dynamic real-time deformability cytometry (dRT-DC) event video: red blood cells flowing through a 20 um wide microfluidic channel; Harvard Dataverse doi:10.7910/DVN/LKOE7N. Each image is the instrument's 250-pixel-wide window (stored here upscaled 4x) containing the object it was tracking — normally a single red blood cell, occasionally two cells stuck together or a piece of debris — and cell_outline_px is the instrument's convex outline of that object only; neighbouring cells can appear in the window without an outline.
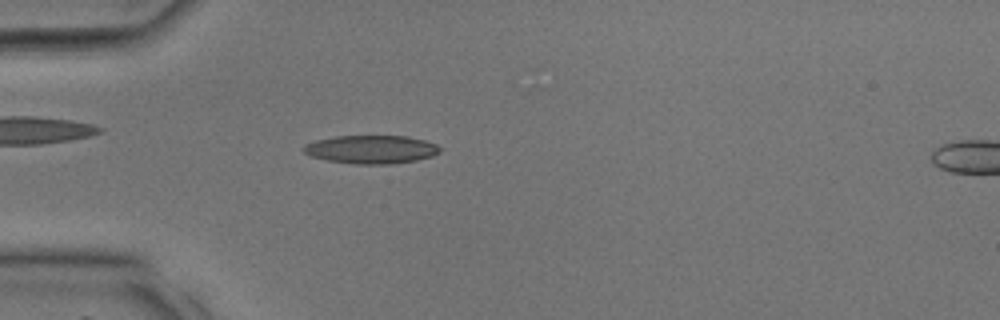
{"species": "common noctule bat (a hibernating species)", "species_latin": "Nyctalus noctula", "temperature_condition": "room temperature", "stored_images_in_passage": 2, "camera_frame_rate_fps": 3000, "um_per_image_px": 0.085, "animal": {"sex": "male", "body_mass_g": 17.9, "forearm_length_mm": 54.2}, "frame": {"image": 1, "passage_image": 1, "time_ms": 0.0, "image_size_px": [1000, 320], "cell_outline_px": [[444, 148], [440, 152], [432, 156], [416, 160], [392, 164], [352, 164], [328, 160], [312, 156], [304, 152], [300, 148], [304, 144], [316, 140], [336, 136], [408, 136], [424, 140], [436, 144]], "centroid_in_image_um": [31.57, 12.7], "position_along_channel_um": 53.4, "area_um2": 22.66}}